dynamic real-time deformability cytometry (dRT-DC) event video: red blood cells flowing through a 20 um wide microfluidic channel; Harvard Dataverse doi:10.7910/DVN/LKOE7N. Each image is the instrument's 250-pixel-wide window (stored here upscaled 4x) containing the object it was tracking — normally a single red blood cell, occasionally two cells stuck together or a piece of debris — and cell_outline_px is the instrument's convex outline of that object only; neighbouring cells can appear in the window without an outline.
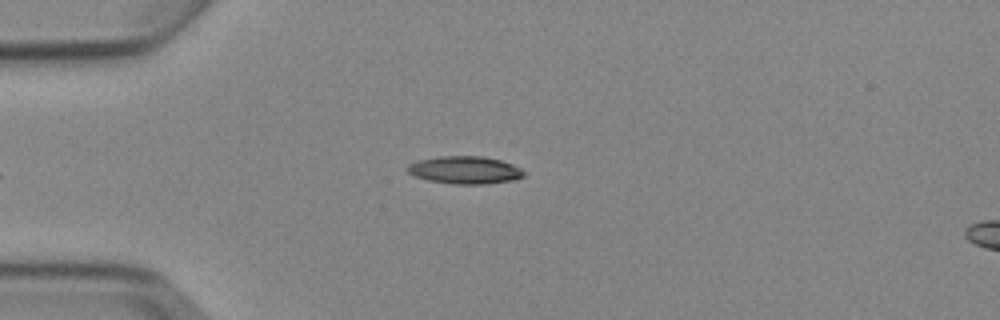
{"species": "Egyptian fruit bat (a non-hibernating species)", "species_latin": "Rousettus aegyptiacus", "temperature_condition": "cold", "stored_images_in_passage": 5, "camera_frame_rate_fps": 3000, "um_per_image_px": 0.085, "animal": {"sex": "female"}, "frame": {"image": 1, "passage_image": 5, "time_ms": 4.667, "image_size_px": [1000, 320], "cell_outline_px": [[528, 172], [524, 176], [512, 180], [488, 184], [452, 184], [428, 180], [416, 176], [408, 172], [408, 164], [420, 160], [440, 156], [480, 156], [500, 160], [512, 164]], "centroid_in_image_um": [39.56, 14.46], "position_along_channel_um": 45.4, "area_um2": 18.67}}